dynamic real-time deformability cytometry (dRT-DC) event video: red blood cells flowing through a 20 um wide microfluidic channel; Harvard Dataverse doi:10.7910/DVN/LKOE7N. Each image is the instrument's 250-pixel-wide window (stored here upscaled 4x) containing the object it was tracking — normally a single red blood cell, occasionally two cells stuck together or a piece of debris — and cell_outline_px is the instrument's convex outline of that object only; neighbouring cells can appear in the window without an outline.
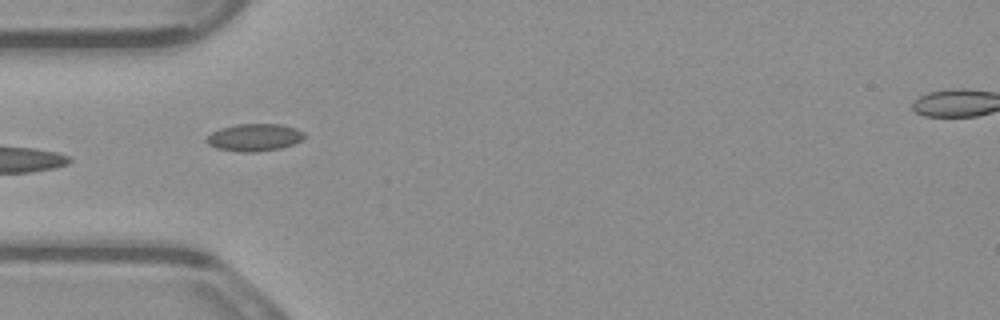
{"species": "common noctule bat (a hibernating species)", "species_latin": "Nyctalus noctula", "temperature_condition": "warm", "stored_images_in_passage": 7, "camera_frame_rate_fps": 3000, "um_per_image_px": 0.085, "animal": {"sex": "male", "body_mass_g": 23.1, "forearm_length_mm": 52.7}, "frame": {"image": 1, "passage_image": 5, "time_ms": 1.333, "image_size_px": [1000, 320], "cell_outline_px": [[304, 136], [300, 140], [292, 144], [280, 148], [252, 152], [244, 152], [216, 148], [208, 144], [204, 140], [212, 132], [220, 128], [236, 124], [280, 124], [296, 128], [304, 132]], "centroid_in_image_um": [21.59, 11.67], "position_along_channel_um": 63.4, "area_um2": 15.43}}
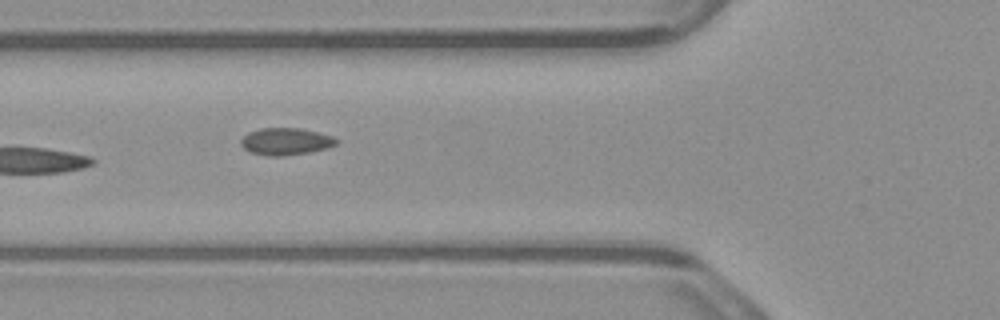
{"frame": {"image": 2, "passage_image": 6, "time_ms": 1.667, "image_size_px": [1000, 320], "cell_outline_px": [[340, 140], [336, 144], [328, 148], [308, 152], [280, 156], [268, 156], [252, 152], [244, 148], [240, 144], [240, 140], [248, 132], [260, 128], [300, 128], [332, 136]], "centroid_in_image_um": [24.29, 12.02], "position_along_channel_um": 101.5, "area_um2": 14.97}}
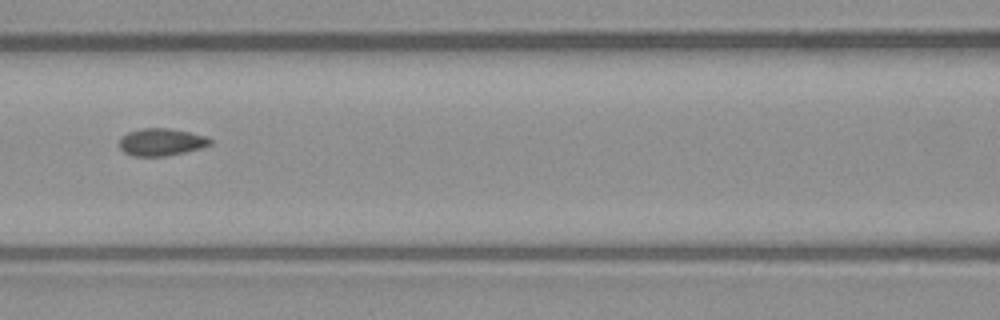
{"frame": {"image": 3, "passage_image": 7, "time_ms": 2.0, "image_size_px": [1000, 320], "cell_outline_px": [[212, 144], [200, 148], [184, 152], [164, 156], [132, 156], [124, 152], [120, 148], [120, 136], [128, 132], [140, 128], [168, 128], [188, 132], [204, 136], [212, 140]], "centroid_in_image_um": [13.67, 12.07], "position_along_channel_um": 152.9, "area_um2": 14.39}}